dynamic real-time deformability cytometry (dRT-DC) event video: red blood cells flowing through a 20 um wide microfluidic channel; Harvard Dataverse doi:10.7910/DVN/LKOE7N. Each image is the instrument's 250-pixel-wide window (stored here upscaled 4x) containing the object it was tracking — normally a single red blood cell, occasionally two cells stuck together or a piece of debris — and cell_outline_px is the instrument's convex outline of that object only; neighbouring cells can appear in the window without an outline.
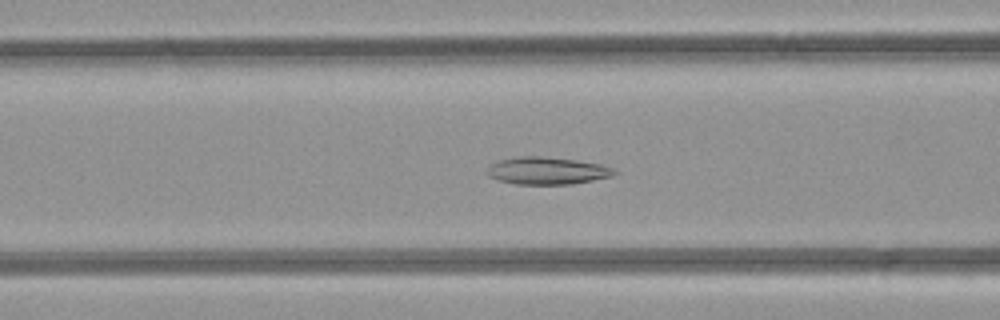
{"species": "common noctule bat (a hibernating species)", "species_latin": "Nyctalus noctula", "temperature_condition": "room temperature", "stored_images_in_passage": 38, "camera_frame_rate_fps": 3000, "um_per_image_px": 0.085, "animal": {"sex": "female", "body_mass_g": 21.9}, "frame": {"image": 1, "passage_image": 9, "time_ms": 2.667, "image_size_px": [1000, 320], "cell_outline_px": [[620, 172], [612, 176], [572, 184], [516, 184], [500, 180], [488, 176], [484, 172], [492, 164], [500, 160], [520, 156], [536, 156], [576, 160], [600, 164], [612, 168]], "centroid_in_image_um": [46.51, 14.52], "position_along_channel_um": 120.1, "area_um2": 20.11}}
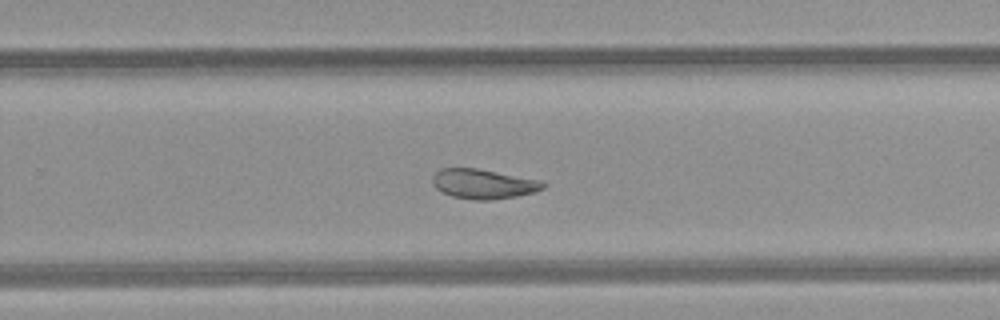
{"frame": {"image": 2, "passage_image": 21, "time_ms": 6.667, "image_size_px": [1000, 320], "cell_outline_px": [[548, 184], [544, 188], [536, 192], [516, 196], [492, 200], [472, 200], [452, 196], [440, 192], [432, 184], [432, 176], [440, 168], [476, 168], [544, 180]], "centroid_in_image_um": [41.12, 15.63], "position_along_channel_um": 288.7, "area_um2": 19.54}}
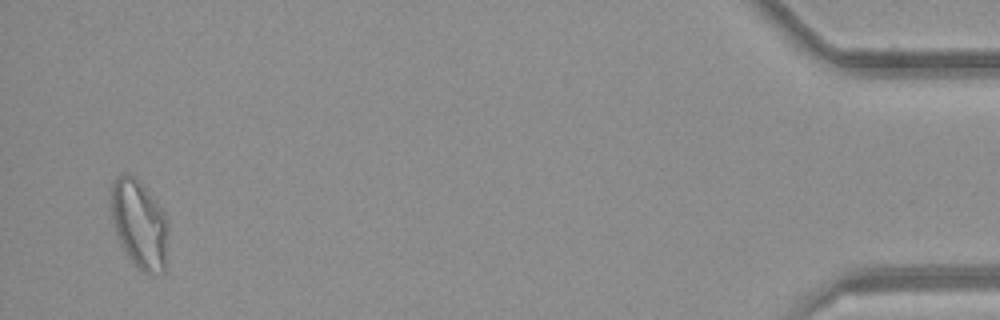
{"frame": {"image": 3, "passage_image": 37, "time_ms": 12.0, "image_size_px": [1000, 320], "cell_outline_px": [[168, 232], [164, 272], [144, 272], [128, 256], [120, 244], [116, 232], [112, 216], [108, 188], [116, 176], [128, 172], [136, 176], [140, 180], [164, 212], [168, 220]], "centroid_in_image_um": [11.82, 18.94], "position_along_channel_um": 423.4, "area_um2": 29.71}, "authors_computed_cell_mechanics": {"area_um2": 21.1837, "velocity_mm_per_s": 4.227, "shape_relaxation_time_tau1_ms": null, "shape_relaxation_time_tau2_ms": 1.4279, "deformation_change_tau1": null, "deformation_change_tau2": 0.066}}